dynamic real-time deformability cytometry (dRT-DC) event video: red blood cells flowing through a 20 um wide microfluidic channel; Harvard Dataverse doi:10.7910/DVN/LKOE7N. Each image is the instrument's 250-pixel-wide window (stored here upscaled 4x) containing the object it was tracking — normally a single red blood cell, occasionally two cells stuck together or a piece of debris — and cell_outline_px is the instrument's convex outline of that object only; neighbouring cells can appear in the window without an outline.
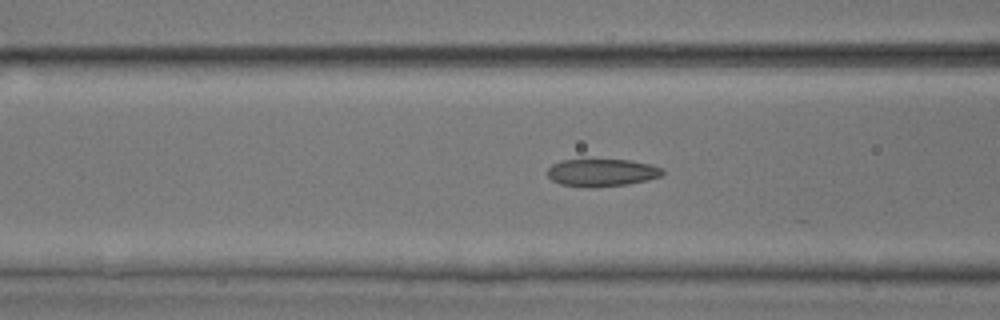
{"species": "common noctule bat (a hibernating species)", "species_latin": "Nyctalus noctula", "temperature_condition": "room temperature", "stored_images_in_passage": 26, "camera_frame_rate_fps": 3000, "um_per_image_px": 0.085, "animal": {"sex": "male", "body_mass_g": 17.9, "forearm_length_mm": 54.2}, "frame": {"image": 1, "passage_image": 22, "time_ms": 7.0, "image_size_px": [1000, 320], "cell_outline_px": [[664, 172], [660, 176], [648, 180], [628, 184], [592, 188], [560, 184], [552, 180], [548, 176], [548, 168], [552, 164], [560, 160], [628, 160], [652, 164], [664, 168]], "centroid_in_image_um": [51.17, 14.67], "position_along_channel_um": 115.4, "area_um2": 18.55}}